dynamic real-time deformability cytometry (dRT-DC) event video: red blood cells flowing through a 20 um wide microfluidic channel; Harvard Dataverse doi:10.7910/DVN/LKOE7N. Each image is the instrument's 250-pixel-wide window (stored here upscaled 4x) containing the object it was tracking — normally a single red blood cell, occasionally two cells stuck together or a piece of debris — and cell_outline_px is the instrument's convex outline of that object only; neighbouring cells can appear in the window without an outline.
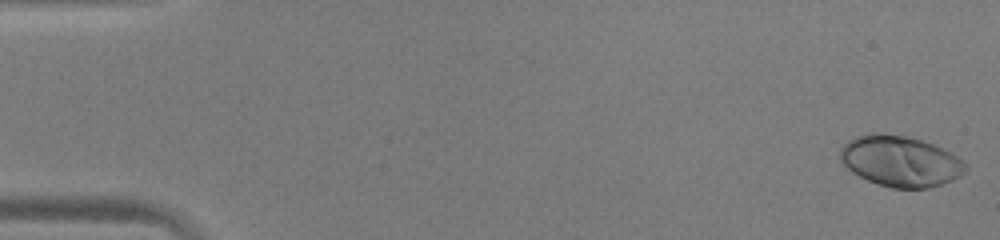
{"species": "human", "species_latin": "Homo sapiens", "temperature_condition": "warm", "stored_images_in_passage": 51, "camera_frame_rate_fps": 3000, "um_per_image_px": 0.085, "donor": {"sex": "male"}, "frame": {"image": 1, "passage_image": 1, "time_ms": 0.0, "image_size_px": [1000, 240], "cell_outline_px": [[968, 168], [960, 176], [952, 180], [928, 188], [892, 188], [868, 180], [852, 172], [840, 160], [840, 148], [848, 140], [856, 136], [872, 132], [876, 132], [904, 136], [920, 140], [932, 144], [952, 152], [964, 160], [968, 164]], "centroid_in_image_um": [76.54, 13.69], "position_along_channel_um": 8.5, "area_um2": 37.11}}
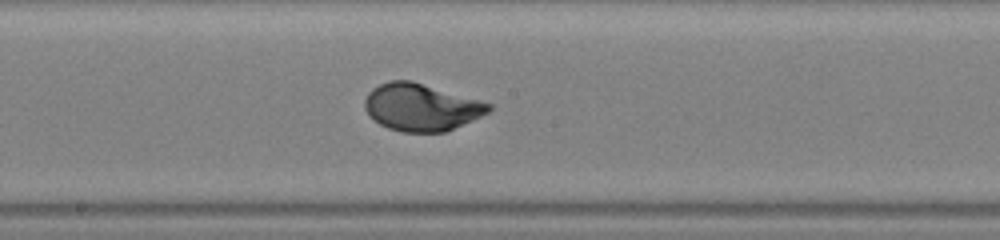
{"frame": {"image": 2, "passage_image": 28, "time_ms": 9.0, "image_size_px": [1000, 240], "cell_outline_px": [[492, 108], [488, 112], [480, 116], [444, 132], [404, 132], [388, 128], [380, 124], [368, 116], [364, 108], [364, 100], [368, 92], [372, 88], [388, 80], [412, 80], [492, 104]], "centroid_in_image_um": [35.74, 9.1], "position_along_channel_um": 212.5, "area_um2": 33.99}}
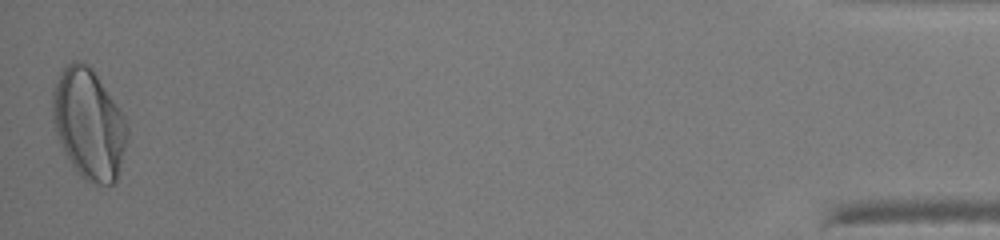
{"frame": {"image": 3, "passage_image": 51, "time_ms": 16.667, "image_size_px": [1000, 240], "cell_outline_px": [[128, 136], [116, 184], [100, 184], [84, 180], [76, 172], [64, 152], [56, 132], [52, 116], [52, 88], [60, 72], [72, 60], [80, 60], [88, 64], [92, 68], [120, 108], [124, 116], [128, 128]], "centroid_in_image_um": [7.55, 10.53], "position_along_channel_um": 427.7, "area_um2": 48.32}, "authors_computed_cell_mechanics": {"area_um2": 34.391, "velocity_mm_per_s": 4.0011, "shape_relaxation_time_tau1_ms": 2.8322, "shape_relaxation_time_tau2_ms": null, "deformation_change_tau1": 0.174, "deformation_change_tau2": null}}